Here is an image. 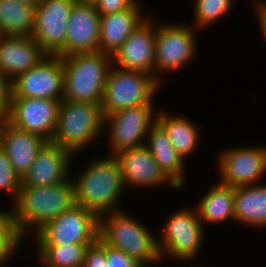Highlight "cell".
<instances>
[{
    "mask_svg": "<svg viewBox=\"0 0 266 267\" xmlns=\"http://www.w3.org/2000/svg\"><path fill=\"white\" fill-rule=\"evenodd\" d=\"M76 1L79 2V3H82V4L95 5L98 0H76Z\"/></svg>",
    "mask_w": 266,
    "mask_h": 267,
    "instance_id": "cell-37",
    "label": "cell"
},
{
    "mask_svg": "<svg viewBox=\"0 0 266 267\" xmlns=\"http://www.w3.org/2000/svg\"><path fill=\"white\" fill-rule=\"evenodd\" d=\"M47 55L32 37L0 35V71L11 81L37 66Z\"/></svg>",
    "mask_w": 266,
    "mask_h": 267,
    "instance_id": "cell-20",
    "label": "cell"
},
{
    "mask_svg": "<svg viewBox=\"0 0 266 267\" xmlns=\"http://www.w3.org/2000/svg\"><path fill=\"white\" fill-rule=\"evenodd\" d=\"M46 142L42 136L18 129L6 120H2L0 147L6 152L21 179L29 171L39 150Z\"/></svg>",
    "mask_w": 266,
    "mask_h": 267,
    "instance_id": "cell-19",
    "label": "cell"
},
{
    "mask_svg": "<svg viewBox=\"0 0 266 267\" xmlns=\"http://www.w3.org/2000/svg\"><path fill=\"white\" fill-rule=\"evenodd\" d=\"M64 65L62 57L47 55L32 69L12 80V97L62 100Z\"/></svg>",
    "mask_w": 266,
    "mask_h": 267,
    "instance_id": "cell-12",
    "label": "cell"
},
{
    "mask_svg": "<svg viewBox=\"0 0 266 267\" xmlns=\"http://www.w3.org/2000/svg\"><path fill=\"white\" fill-rule=\"evenodd\" d=\"M156 105L129 107L104 116V132L111 149L108 155L146 144L149 130L157 123Z\"/></svg>",
    "mask_w": 266,
    "mask_h": 267,
    "instance_id": "cell-10",
    "label": "cell"
},
{
    "mask_svg": "<svg viewBox=\"0 0 266 267\" xmlns=\"http://www.w3.org/2000/svg\"><path fill=\"white\" fill-rule=\"evenodd\" d=\"M236 0H195L192 26L200 30L209 28L233 10ZM221 18V19H220Z\"/></svg>",
    "mask_w": 266,
    "mask_h": 267,
    "instance_id": "cell-28",
    "label": "cell"
},
{
    "mask_svg": "<svg viewBox=\"0 0 266 267\" xmlns=\"http://www.w3.org/2000/svg\"><path fill=\"white\" fill-rule=\"evenodd\" d=\"M254 5L252 7H254V14H256L255 16L258 19V23H259V29H261V33H262V38L265 39L264 41L266 42V1L265 0H259V1H255L252 2Z\"/></svg>",
    "mask_w": 266,
    "mask_h": 267,
    "instance_id": "cell-35",
    "label": "cell"
},
{
    "mask_svg": "<svg viewBox=\"0 0 266 267\" xmlns=\"http://www.w3.org/2000/svg\"><path fill=\"white\" fill-rule=\"evenodd\" d=\"M21 184L22 179L15 172L6 152L0 147V193H7L12 198L11 205L17 199Z\"/></svg>",
    "mask_w": 266,
    "mask_h": 267,
    "instance_id": "cell-30",
    "label": "cell"
},
{
    "mask_svg": "<svg viewBox=\"0 0 266 267\" xmlns=\"http://www.w3.org/2000/svg\"><path fill=\"white\" fill-rule=\"evenodd\" d=\"M188 118L181 114L174 115L165 109H160L157 113V123L167 133L173 147L185 161L195 154L201 138L199 125Z\"/></svg>",
    "mask_w": 266,
    "mask_h": 267,
    "instance_id": "cell-24",
    "label": "cell"
},
{
    "mask_svg": "<svg viewBox=\"0 0 266 267\" xmlns=\"http://www.w3.org/2000/svg\"><path fill=\"white\" fill-rule=\"evenodd\" d=\"M198 31L190 23L155 22L154 77L162 86L165 73L181 70L199 53Z\"/></svg>",
    "mask_w": 266,
    "mask_h": 267,
    "instance_id": "cell-7",
    "label": "cell"
},
{
    "mask_svg": "<svg viewBox=\"0 0 266 267\" xmlns=\"http://www.w3.org/2000/svg\"><path fill=\"white\" fill-rule=\"evenodd\" d=\"M60 100L12 97L5 119L12 126L51 141L57 126Z\"/></svg>",
    "mask_w": 266,
    "mask_h": 267,
    "instance_id": "cell-13",
    "label": "cell"
},
{
    "mask_svg": "<svg viewBox=\"0 0 266 267\" xmlns=\"http://www.w3.org/2000/svg\"><path fill=\"white\" fill-rule=\"evenodd\" d=\"M76 158L77 156L70 150L47 141L22 178L21 187H45L68 180L71 177V171H74L71 164Z\"/></svg>",
    "mask_w": 266,
    "mask_h": 267,
    "instance_id": "cell-16",
    "label": "cell"
},
{
    "mask_svg": "<svg viewBox=\"0 0 266 267\" xmlns=\"http://www.w3.org/2000/svg\"><path fill=\"white\" fill-rule=\"evenodd\" d=\"M217 161L221 183L234 188L259 184L266 174V146L224 148L218 154Z\"/></svg>",
    "mask_w": 266,
    "mask_h": 267,
    "instance_id": "cell-11",
    "label": "cell"
},
{
    "mask_svg": "<svg viewBox=\"0 0 266 267\" xmlns=\"http://www.w3.org/2000/svg\"><path fill=\"white\" fill-rule=\"evenodd\" d=\"M32 236L35 245L93 244L99 239V216L76 204L46 222Z\"/></svg>",
    "mask_w": 266,
    "mask_h": 267,
    "instance_id": "cell-9",
    "label": "cell"
},
{
    "mask_svg": "<svg viewBox=\"0 0 266 267\" xmlns=\"http://www.w3.org/2000/svg\"><path fill=\"white\" fill-rule=\"evenodd\" d=\"M235 223L251 229H266V183L234 188Z\"/></svg>",
    "mask_w": 266,
    "mask_h": 267,
    "instance_id": "cell-23",
    "label": "cell"
},
{
    "mask_svg": "<svg viewBox=\"0 0 266 267\" xmlns=\"http://www.w3.org/2000/svg\"><path fill=\"white\" fill-rule=\"evenodd\" d=\"M160 87L155 77L147 72L112 65L104 87L102 113L105 116L129 107L155 104Z\"/></svg>",
    "mask_w": 266,
    "mask_h": 267,
    "instance_id": "cell-8",
    "label": "cell"
},
{
    "mask_svg": "<svg viewBox=\"0 0 266 267\" xmlns=\"http://www.w3.org/2000/svg\"><path fill=\"white\" fill-rule=\"evenodd\" d=\"M145 146L164 174L182 190L186 184V161L175 150L167 133L158 123L149 130Z\"/></svg>",
    "mask_w": 266,
    "mask_h": 267,
    "instance_id": "cell-22",
    "label": "cell"
},
{
    "mask_svg": "<svg viewBox=\"0 0 266 267\" xmlns=\"http://www.w3.org/2000/svg\"><path fill=\"white\" fill-rule=\"evenodd\" d=\"M143 6L137 0L130 8L105 15L100 18L99 51L113 56L130 34L147 18L143 16Z\"/></svg>",
    "mask_w": 266,
    "mask_h": 267,
    "instance_id": "cell-21",
    "label": "cell"
},
{
    "mask_svg": "<svg viewBox=\"0 0 266 267\" xmlns=\"http://www.w3.org/2000/svg\"><path fill=\"white\" fill-rule=\"evenodd\" d=\"M83 267H107V245L100 238L89 245Z\"/></svg>",
    "mask_w": 266,
    "mask_h": 267,
    "instance_id": "cell-31",
    "label": "cell"
},
{
    "mask_svg": "<svg viewBox=\"0 0 266 267\" xmlns=\"http://www.w3.org/2000/svg\"><path fill=\"white\" fill-rule=\"evenodd\" d=\"M76 0H44L36 6L31 37L48 54L56 55L66 43L68 20Z\"/></svg>",
    "mask_w": 266,
    "mask_h": 267,
    "instance_id": "cell-14",
    "label": "cell"
},
{
    "mask_svg": "<svg viewBox=\"0 0 266 267\" xmlns=\"http://www.w3.org/2000/svg\"><path fill=\"white\" fill-rule=\"evenodd\" d=\"M12 101V81L0 71V119L9 114Z\"/></svg>",
    "mask_w": 266,
    "mask_h": 267,
    "instance_id": "cell-33",
    "label": "cell"
},
{
    "mask_svg": "<svg viewBox=\"0 0 266 267\" xmlns=\"http://www.w3.org/2000/svg\"><path fill=\"white\" fill-rule=\"evenodd\" d=\"M143 224L125 210L105 213L99 216V238L106 245L125 252L143 267L161 264L158 237Z\"/></svg>",
    "mask_w": 266,
    "mask_h": 267,
    "instance_id": "cell-3",
    "label": "cell"
},
{
    "mask_svg": "<svg viewBox=\"0 0 266 267\" xmlns=\"http://www.w3.org/2000/svg\"><path fill=\"white\" fill-rule=\"evenodd\" d=\"M107 267H143L125 252L107 245Z\"/></svg>",
    "mask_w": 266,
    "mask_h": 267,
    "instance_id": "cell-32",
    "label": "cell"
},
{
    "mask_svg": "<svg viewBox=\"0 0 266 267\" xmlns=\"http://www.w3.org/2000/svg\"><path fill=\"white\" fill-rule=\"evenodd\" d=\"M155 18H147L113 54L112 63L125 70H138L154 76ZM154 21V22H153Z\"/></svg>",
    "mask_w": 266,
    "mask_h": 267,
    "instance_id": "cell-18",
    "label": "cell"
},
{
    "mask_svg": "<svg viewBox=\"0 0 266 267\" xmlns=\"http://www.w3.org/2000/svg\"><path fill=\"white\" fill-rule=\"evenodd\" d=\"M161 227V234L157 237L162 262L171 258L178 264H189L198 259L202 245L205 244L207 229L198 218L194 207L187 205L176 209L174 213L167 215Z\"/></svg>",
    "mask_w": 266,
    "mask_h": 267,
    "instance_id": "cell-6",
    "label": "cell"
},
{
    "mask_svg": "<svg viewBox=\"0 0 266 267\" xmlns=\"http://www.w3.org/2000/svg\"><path fill=\"white\" fill-rule=\"evenodd\" d=\"M100 18L95 5L75 2L68 20L65 46L56 54L60 57L99 51Z\"/></svg>",
    "mask_w": 266,
    "mask_h": 267,
    "instance_id": "cell-17",
    "label": "cell"
},
{
    "mask_svg": "<svg viewBox=\"0 0 266 267\" xmlns=\"http://www.w3.org/2000/svg\"><path fill=\"white\" fill-rule=\"evenodd\" d=\"M78 171V172H77ZM75 175L71 171L75 203L98 216L122 210L121 197L126 192L123 175L115 155L92 158Z\"/></svg>",
    "mask_w": 266,
    "mask_h": 267,
    "instance_id": "cell-1",
    "label": "cell"
},
{
    "mask_svg": "<svg viewBox=\"0 0 266 267\" xmlns=\"http://www.w3.org/2000/svg\"><path fill=\"white\" fill-rule=\"evenodd\" d=\"M137 0H98L95 4L100 15L120 12L130 8Z\"/></svg>",
    "mask_w": 266,
    "mask_h": 267,
    "instance_id": "cell-34",
    "label": "cell"
},
{
    "mask_svg": "<svg viewBox=\"0 0 266 267\" xmlns=\"http://www.w3.org/2000/svg\"><path fill=\"white\" fill-rule=\"evenodd\" d=\"M115 157L120 163L126 189H157L168 184L174 191L180 190L160 169L145 145L122 150Z\"/></svg>",
    "mask_w": 266,
    "mask_h": 267,
    "instance_id": "cell-15",
    "label": "cell"
},
{
    "mask_svg": "<svg viewBox=\"0 0 266 267\" xmlns=\"http://www.w3.org/2000/svg\"><path fill=\"white\" fill-rule=\"evenodd\" d=\"M191 267H205V266H198L197 264H196V266L194 265V263H193V265H191Z\"/></svg>",
    "mask_w": 266,
    "mask_h": 267,
    "instance_id": "cell-38",
    "label": "cell"
},
{
    "mask_svg": "<svg viewBox=\"0 0 266 267\" xmlns=\"http://www.w3.org/2000/svg\"><path fill=\"white\" fill-rule=\"evenodd\" d=\"M22 3H27L29 5H34L35 7L41 4L44 0H16Z\"/></svg>",
    "mask_w": 266,
    "mask_h": 267,
    "instance_id": "cell-36",
    "label": "cell"
},
{
    "mask_svg": "<svg viewBox=\"0 0 266 267\" xmlns=\"http://www.w3.org/2000/svg\"><path fill=\"white\" fill-rule=\"evenodd\" d=\"M23 240L17 235L13 224L11 205L8 209H0V267H6L9 260L17 254L22 247ZM21 244V245H20ZM13 256V257H12ZM12 257V258H11Z\"/></svg>",
    "mask_w": 266,
    "mask_h": 267,
    "instance_id": "cell-29",
    "label": "cell"
},
{
    "mask_svg": "<svg viewBox=\"0 0 266 267\" xmlns=\"http://www.w3.org/2000/svg\"><path fill=\"white\" fill-rule=\"evenodd\" d=\"M75 203L71 177L51 186L21 187L12 204L13 224L17 235L25 237L39 230L46 222L71 209Z\"/></svg>",
    "mask_w": 266,
    "mask_h": 267,
    "instance_id": "cell-2",
    "label": "cell"
},
{
    "mask_svg": "<svg viewBox=\"0 0 266 267\" xmlns=\"http://www.w3.org/2000/svg\"><path fill=\"white\" fill-rule=\"evenodd\" d=\"M36 7L16 0H0V35L31 37Z\"/></svg>",
    "mask_w": 266,
    "mask_h": 267,
    "instance_id": "cell-26",
    "label": "cell"
},
{
    "mask_svg": "<svg viewBox=\"0 0 266 267\" xmlns=\"http://www.w3.org/2000/svg\"><path fill=\"white\" fill-rule=\"evenodd\" d=\"M64 65L63 99L100 104L112 56L103 52L77 53L62 57Z\"/></svg>",
    "mask_w": 266,
    "mask_h": 267,
    "instance_id": "cell-5",
    "label": "cell"
},
{
    "mask_svg": "<svg viewBox=\"0 0 266 267\" xmlns=\"http://www.w3.org/2000/svg\"><path fill=\"white\" fill-rule=\"evenodd\" d=\"M103 135L106 132L100 104L65 99L60 101L57 126L51 142L78 157Z\"/></svg>",
    "mask_w": 266,
    "mask_h": 267,
    "instance_id": "cell-4",
    "label": "cell"
},
{
    "mask_svg": "<svg viewBox=\"0 0 266 267\" xmlns=\"http://www.w3.org/2000/svg\"><path fill=\"white\" fill-rule=\"evenodd\" d=\"M234 187L223 184L219 180L211 184L204 196L195 204L198 218L204 225L234 221Z\"/></svg>",
    "mask_w": 266,
    "mask_h": 267,
    "instance_id": "cell-25",
    "label": "cell"
},
{
    "mask_svg": "<svg viewBox=\"0 0 266 267\" xmlns=\"http://www.w3.org/2000/svg\"><path fill=\"white\" fill-rule=\"evenodd\" d=\"M91 244L35 245L38 262L43 267H83Z\"/></svg>",
    "mask_w": 266,
    "mask_h": 267,
    "instance_id": "cell-27",
    "label": "cell"
}]
</instances>
